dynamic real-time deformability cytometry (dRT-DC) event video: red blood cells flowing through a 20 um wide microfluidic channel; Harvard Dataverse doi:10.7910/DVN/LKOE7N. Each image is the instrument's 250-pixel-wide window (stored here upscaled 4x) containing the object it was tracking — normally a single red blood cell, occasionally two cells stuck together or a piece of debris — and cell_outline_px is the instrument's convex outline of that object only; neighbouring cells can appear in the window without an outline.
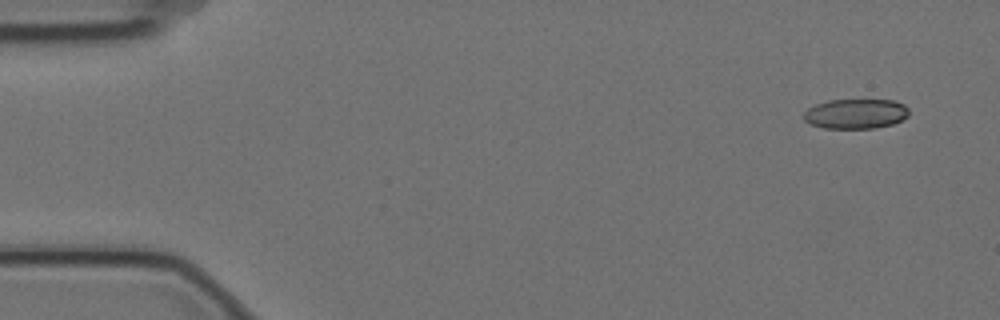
{"species": "Egyptian fruit bat (a non-hibernating species)", "species_latin": "Rousettus aegyptiacus", "temperature_condition": "cold", "stored_images_in_passage": 6, "camera_frame_rate_fps": 3000, "um_per_image_px": 0.085, "animal": {"sex": "female"}, "frame": {"image": 1, "passage_image": 1, "time_ms": 0.0, "image_size_px": [1000, 320], "cell_outline_px": [[908, 116], [892, 124], [876, 128], [824, 128], [812, 124], [804, 120], [804, 112], [808, 108], [816, 104], [828, 100], [892, 100], [904, 104], [908, 108]], "centroid_in_image_um": [72.73, 9.67], "position_along_channel_um": 12.3, "area_um2": 18.21}}
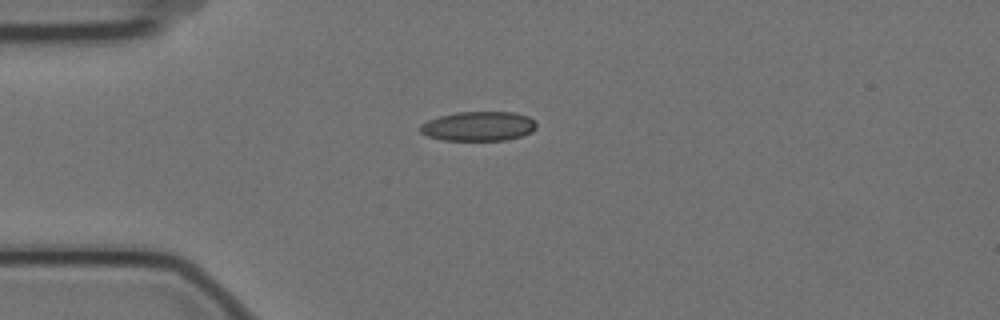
{"frame": {"image": 2, "passage_image": 4, "time_ms": 1.0, "image_size_px": [1000, 320], "cell_outline_px": [[536, 128], [532, 132], [520, 136], [504, 140], [444, 140], [428, 136], [420, 132], [420, 124], [428, 120], [440, 116], [456, 112], [512, 112], [528, 116], [536, 124]], "centroid_in_image_um": [40.65, 10.72], "position_along_channel_um": 44.3, "area_um2": 19.83}}
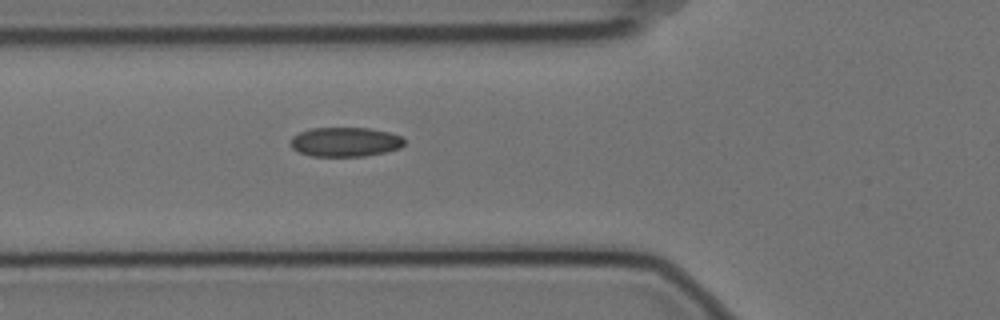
{"frame": {"image": 3, "passage_image": 6, "time_ms": 1.667, "image_size_px": [1000, 320], "cell_outline_px": [[404, 144], [400, 148], [384, 152], [364, 156], [312, 156], [300, 152], [292, 148], [292, 136], [300, 132], [312, 128], [368, 128], [388, 132], [400, 136], [404, 140]], "centroid_in_image_um": [29.35, 12.06], "position_along_channel_um": 96.5, "area_um2": 19.25}}